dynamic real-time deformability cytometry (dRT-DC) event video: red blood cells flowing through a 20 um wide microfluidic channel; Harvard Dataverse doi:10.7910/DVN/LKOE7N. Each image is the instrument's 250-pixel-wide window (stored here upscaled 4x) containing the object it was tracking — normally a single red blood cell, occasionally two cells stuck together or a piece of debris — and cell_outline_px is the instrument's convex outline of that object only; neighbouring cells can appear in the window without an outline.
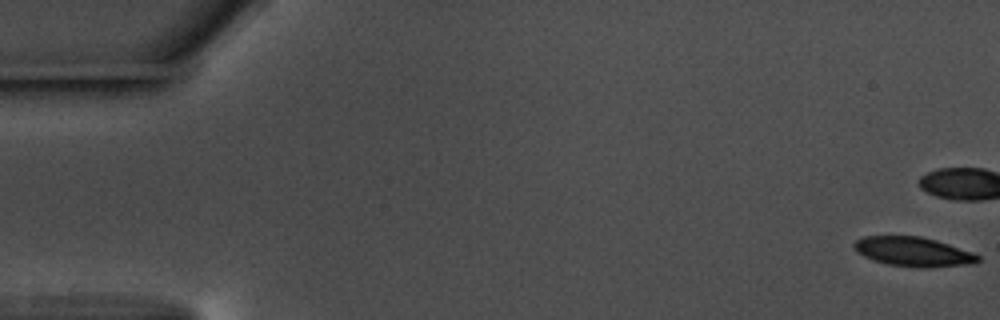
{"species": "common noctule bat (a hibernating species)", "species_latin": "Nyctalus noctula", "temperature_condition": "warm", "stored_images_in_passage": 45, "camera_frame_rate_fps": 3000, "um_per_image_px": 0.085, "animal": {"sex": "male", "body_mass_g": 17.5, "forearm_length_mm": 52.3}, "frame": {"image": 1, "passage_image": 1, "time_ms": 0.0, "image_size_px": [1000, 320], "cell_outline_px": [[980, 260], [976, 264], [928, 268], [920, 268], [888, 264], [872, 260], [856, 252], [852, 244], [856, 240], [864, 236], [920, 236], [936, 240], [972, 252], [980, 256]], "centroid_in_image_um": [77.64, 21.41], "position_along_channel_um": 7.4, "area_um2": 21.44}}